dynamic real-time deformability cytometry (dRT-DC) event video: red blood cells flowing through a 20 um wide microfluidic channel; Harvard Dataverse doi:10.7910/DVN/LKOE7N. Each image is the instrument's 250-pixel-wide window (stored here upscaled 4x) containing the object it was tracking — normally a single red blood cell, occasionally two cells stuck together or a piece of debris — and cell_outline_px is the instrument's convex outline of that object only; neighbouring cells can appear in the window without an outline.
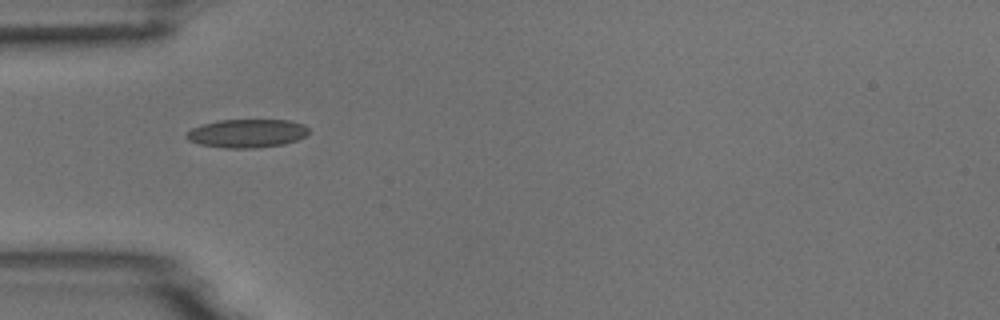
{"species": "common noctule bat (a hibernating species)", "species_latin": "Nyctalus noctula", "temperature_condition": "room temperature", "stored_images_in_passage": 15, "camera_frame_rate_fps": 3000, "um_per_image_px": 0.085, "animal": {"sex": "male", "body_mass_g": 18.8}, "frame": {"image": 1, "passage_image": 5, "time_ms": 1.333, "image_size_px": [1000, 320], "cell_outline_px": [[308, 132], [304, 136], [296, 140], [284, 144], [256, 148], [224, 148], [200, 144], [188, 140], [184, 136], [192, 128], [200, 124], [220, 120], [288, 120], [304, 124], [308, 128]], "centroid_in_image_um": [20.97, 11.33], "position_along_channel_um": 64.0, "area_um2": 20.29}}
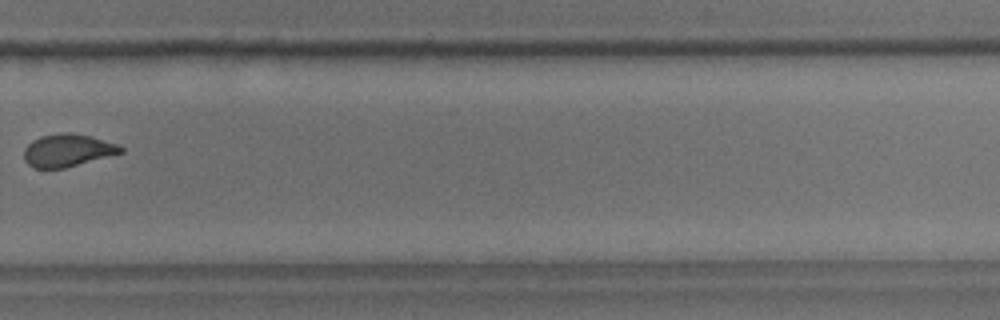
{"frame": {"image": 2, "passage_image": 11, "time_ms": 3.333, "image_size_px": [1000, 320], "cell_outline_px": [[124, 152], [64, 168], [36, 168], [28, 164], [24, 160], [24, 148], [32, 140], [40, 136], [68, 132], [88, 136], [116, 144], [124, 148]], "centroid_in_image_um": [5.71, 12.78], "position_along_channel_um": 324.1, "area_um2": 18.09}}